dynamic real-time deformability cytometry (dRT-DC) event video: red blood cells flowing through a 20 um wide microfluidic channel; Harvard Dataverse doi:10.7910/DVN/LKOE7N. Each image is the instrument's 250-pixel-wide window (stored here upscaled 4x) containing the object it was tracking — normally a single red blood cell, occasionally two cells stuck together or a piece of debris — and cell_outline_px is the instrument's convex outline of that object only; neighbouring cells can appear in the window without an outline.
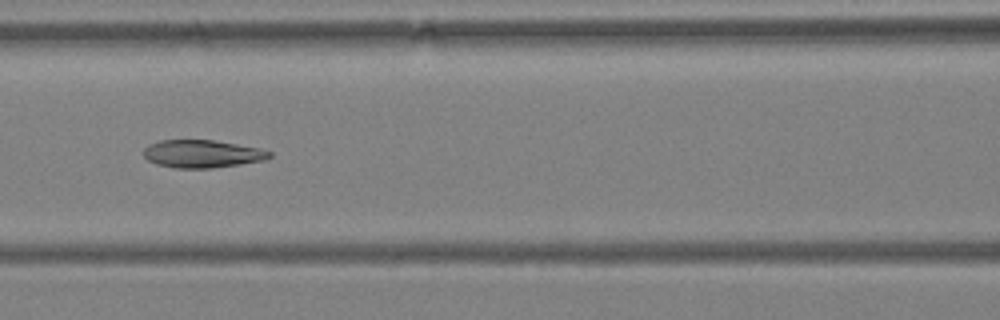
{"species": "Egyptian fruit bat (a non-hibernating species)", "species_latin": "Rousettus aegyptiacus", "temperature_condition": "warm", "stored_images_in_passage": 53, "camera_frame_rate_fps": 3000, "um_per_image_px": 0.085, "animal": {"sex": "female"}, "frame": {"image": 1, "passage_image": 24, "time_ms": 7.667, "image_size_px": [1000, 320], "cell_outline_px": [[272, 156], [268, 160], [212, 168], [176, 168], [156, 164], [148, 160], [144, 156], [144, 148], [148, 144], [160, 140], [212, 140], [260, 148], [272, 152]], "centroid_in_image_um": [17.21, 13.08], "position_along_channel_um": 149.4, "area_um2": 20.46}}
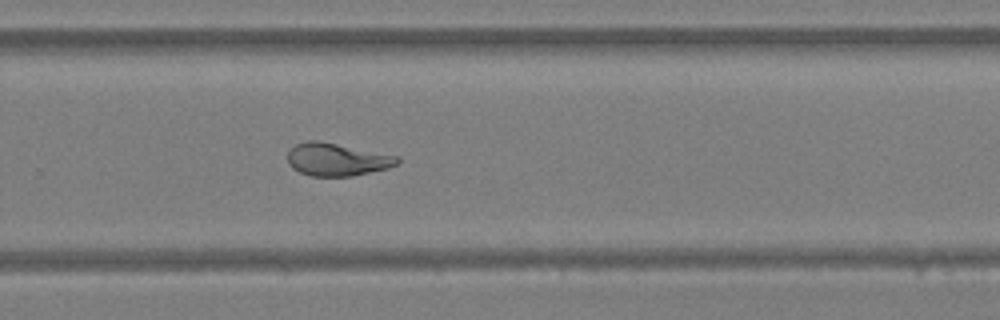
{"frame": {"image": 2, "passage_image": 36, "time_ms": 11.667, "image_size_px": [1000, 320], "cell_outline_px": [[400, 164], [388, 168], [352, 176], [308, 176], [292, 168], [288, 164], [288, 152], [296, 144], [308, 140], [316, 140], [400, 156]], "centroid_in_image_um": [28.66, 13.56], "position_along_channel_um": 301.1, "area_um2": 20.98}}
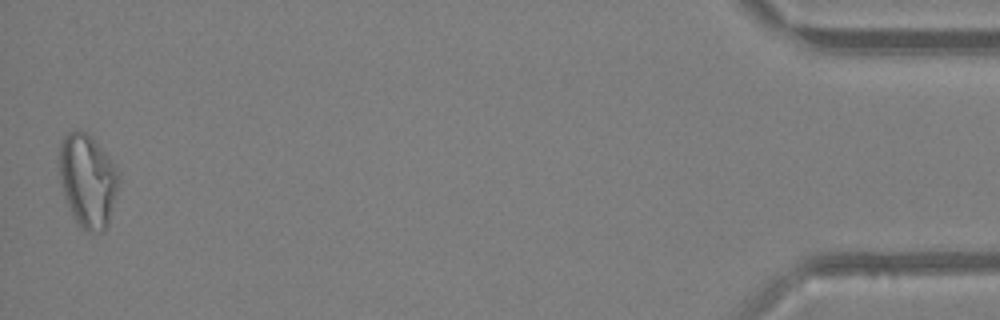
{"frame": {"image": 3, "passage_image": 53, "time_ms": 17.333, "image_size_px": [1000, 320], "cell_outline_px": [[120, 180], [108, 228], [100, 232], [88, 232], [76, 224], [72, 216], [64, 196], [60, 184], [60, 140], [68, 132], [76, 128], [92, 136], [116, 164], [120, 172]], "centroid_in_image_um": [7.48, 15.35], "position_along_channel_um": 427.7, "area_um2": 33.12}, "authors_computed_cell_mechanics": {"area_um2": 23.1778, "velocity_mm_per_s": 3.8009, "shape_relaxation_time_tau1_ms": 9.5507, "shape_relaxation_time_tau2_ms": 2.4152, "deformation_change_tau1": 0.2687, "deformation_change_tau2": 0.0785}}